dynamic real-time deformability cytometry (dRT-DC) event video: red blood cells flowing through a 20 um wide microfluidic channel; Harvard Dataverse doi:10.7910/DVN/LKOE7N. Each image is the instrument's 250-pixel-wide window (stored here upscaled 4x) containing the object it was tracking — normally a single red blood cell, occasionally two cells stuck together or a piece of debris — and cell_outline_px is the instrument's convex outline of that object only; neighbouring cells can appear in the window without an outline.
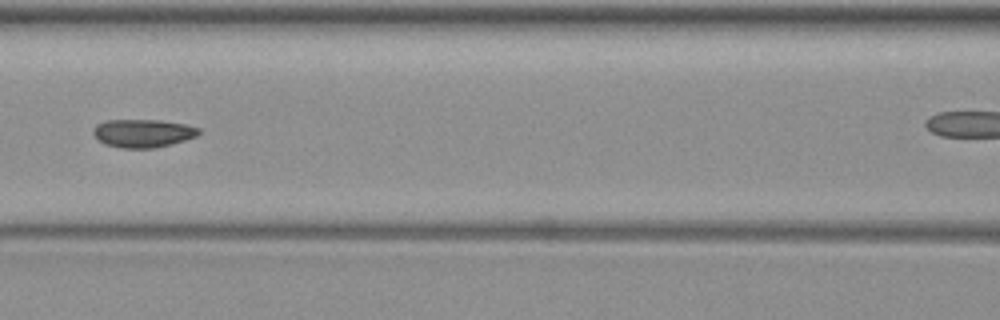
{"species": "common noctule bat (a hibernating species)", "species_latin": "Nyctalus noctula", "temperature_condition": "warm", "stored_images_in_passage": 9, "camera_frame_rate_fps": 3000, "um_per_image_px": 0.085, "animal": {"sex": "female", "body_mass_g": 19.3, "forearm_length_mm": 54.1}, "frame": {"image": 1, "passage_image": 4, "time_ms": 4.333, "image_size_px": [1000, 320], "cell_outline_px": [[200, 132], [196, 136], [172, 144], [152, 148], [124, 148], [104, 144], [92, 132], [92, 128], [96, 124], [104, 120], [160, 120], [184, 124], [200, 128]], "centroid_in_image_um": [12.13, 11.31], "position_along_channel_um": 154.5, "area_um2": 17.28}}
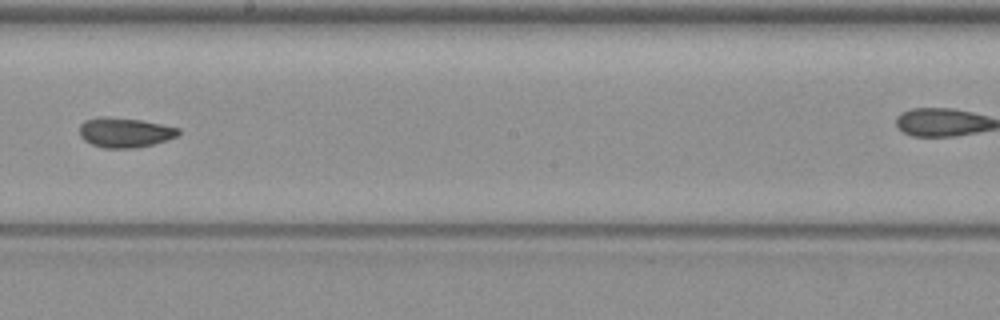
{"frame": {"image": 2, "passage_image": 6, "time_ms": 6.667, "image_size_px": [1000, 320], "cell_outline_px": [[180, 132], [176, 136], [168, 140], [136, 148], [104, 148], [92, 144], [84, 140], [80, 136], [80, 124], [84, 120], [100, 116], [108, 116], [140, 120], [180, 128]], "centroid_in_image_um": [10.59, 11.25], "position_along_channel_um": 237.6, "area_um2": 17.22}}
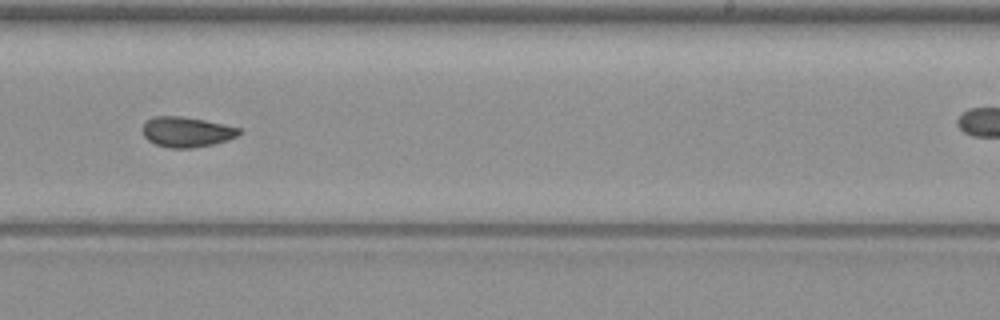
{"frame": {"image": 3, "passage_image": 7, "time_ms": 7.667, "image_size_px": [1000, 320], "cell_outline_px": [[240, 136], [216, 144], [192, 148], [168, 148], [156, 144], [148, 140], [144, 136], [144, 124], [148, 120], [156, 116], [180, 116], [204, 120], [240, 128]], "centroid_in_image_um": [15.91, 11.23], "position_along_channel_um": 273.1, "area_um2": 16.94}}